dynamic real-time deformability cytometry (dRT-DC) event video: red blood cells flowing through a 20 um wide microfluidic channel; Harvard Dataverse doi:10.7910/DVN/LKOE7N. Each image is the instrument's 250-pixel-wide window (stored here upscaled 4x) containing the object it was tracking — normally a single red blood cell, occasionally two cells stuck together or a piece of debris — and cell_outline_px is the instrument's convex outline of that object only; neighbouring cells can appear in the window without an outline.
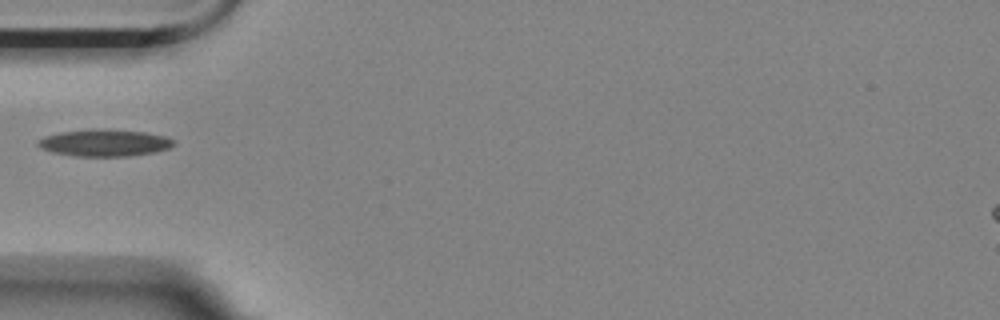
{"species": "Egyptian fruit bat (a non-hibernating species)", "species_latin": "Rousettus aegyptiacus", "temperature_condition": "room temperature", "stored_images_in_passage": 38, "camera_frame_rate_fps": 3000, "um_per_image_px": 0.085, "animal": {"sex": "female"}, "frame": {"image": 1, "passage_image": 1, "time_ms": 0.0, "image_size_px": [1000, 320], "cell_outline_px": [[176, 144], [168, 148], [156, 152], [132, 156], [76, 156], [52, 152], [40, 148], [36, 144], [36, 140], [44, 136], [60, 132], [88, 128], [108, 128], [144, 132], [164, 136], [176, 140]], "centroid_in_image_um": [8.87, 12.12], "position_along_channel_um": 76.1, "area_um2": 21.79}}